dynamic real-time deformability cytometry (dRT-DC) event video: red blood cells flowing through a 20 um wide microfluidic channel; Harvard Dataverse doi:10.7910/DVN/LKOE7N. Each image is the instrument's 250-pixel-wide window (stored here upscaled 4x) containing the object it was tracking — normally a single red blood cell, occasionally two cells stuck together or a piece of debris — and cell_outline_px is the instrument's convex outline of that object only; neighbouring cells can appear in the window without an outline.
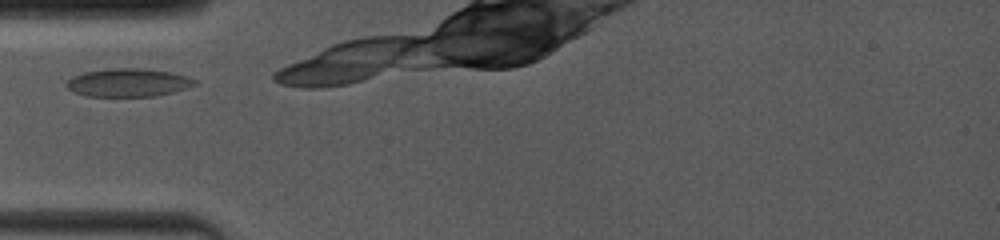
{"species": "common noctule bat (a hibernating species)", "species_latin": "Nyctalus noctula", "temperature_condition": "room temperature", "stored_images_in_passage": 21, "camera_frame_rate_fps": 4000, "um_per_image_px": 0.085, "animal": {"sex": "female", "body_mass_g": 19.0, "forearm_length_mm": 53.3}, "frame": {"image": 1, "passage_image": 1, "time_ms": 0.0, "image_size_px": [1000, 240], "cell_outline_px": [[196, 84], [172, 92], [156, 96], [88, 96], [76, 92], [68, 88], [64, 84], [72, 76], [84, 72], [112, 68], [140, 68], [168, 72], [184, 76], [196, 80]], "centroid_in_image_um": [10.85, 7.02], "position_along_channel_um": 74.2, "area_um2": 20.69}}
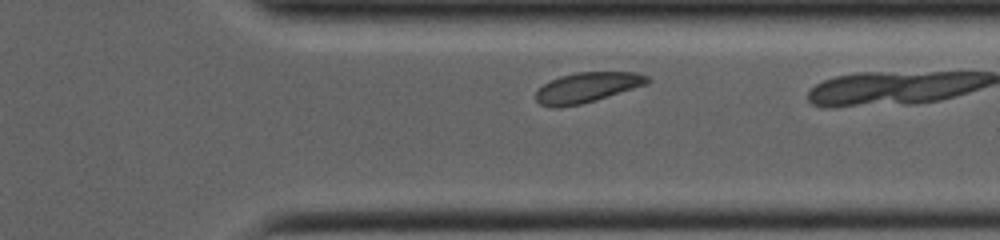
{"frame": {"image": 2, "passage_image": 18, "time_ms": 7.25, "image_size_px": [1000, 240], "cell_outline_px": [[652, 80], [648, 84], [596, 100], [580, 104], [556, 108], [540, 104], [536, 100], [536, 92], [544, 84], [560, 76], [576, 72], [636, 72], [648, 76]], "centroid_in_image_um": [49.94, 7.43], "position_along_channel_um": 361.5, "area_um2": 19.54}}